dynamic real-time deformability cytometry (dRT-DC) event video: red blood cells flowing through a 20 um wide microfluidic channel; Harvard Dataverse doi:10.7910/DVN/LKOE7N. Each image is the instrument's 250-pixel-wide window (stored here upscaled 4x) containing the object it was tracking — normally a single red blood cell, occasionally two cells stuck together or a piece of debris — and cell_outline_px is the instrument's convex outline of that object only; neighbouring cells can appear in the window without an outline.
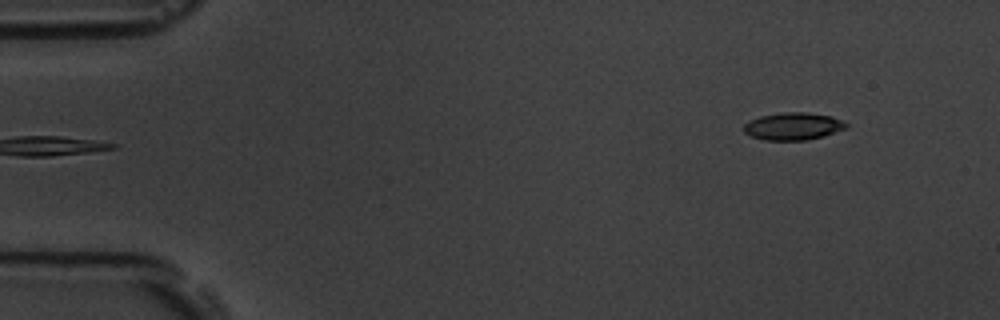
{"species": "common noctule bat (a hibernating species)", "species_latin": "Nyctalus noctula", "temperature_condition": "room temperature", "stored_images_in_passage": 5, "camera_frame_rate_fps": 3000, "um_per_image_px": 0.085, "animal": {"sex": "male", "body_mass_g": 19.5, "forearm_length_mm": 54.6}, "frame": {"image": 1, "passage_image": 5, "time_ms": 5.667, "image_size_px": [1000, 320], "cell_outline_px": [[848, 128], [824, 136], [808, 140], [764, 140], [752, 136], [744, 132], [744, 124], [748, 120], [760, 116], [784, 112], [804, 112], [832, 116], [848, 124]], "centroid_in_image_um": [67.42, 10.73], "position_along_channel_um": 17.6, "area_um2": 16.42}}